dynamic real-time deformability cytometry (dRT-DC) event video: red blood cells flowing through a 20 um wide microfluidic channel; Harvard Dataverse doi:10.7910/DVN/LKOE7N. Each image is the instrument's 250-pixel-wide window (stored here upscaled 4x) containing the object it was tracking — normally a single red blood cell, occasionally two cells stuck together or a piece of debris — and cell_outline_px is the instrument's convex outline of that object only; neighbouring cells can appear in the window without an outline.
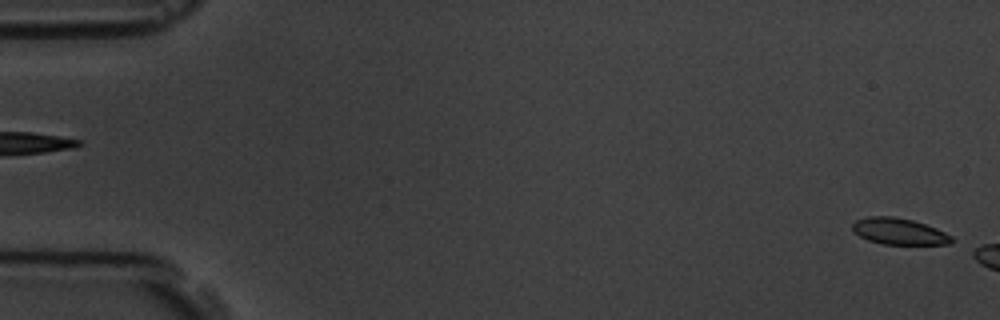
{"species": "common noctule bat (a hibernating species)", "species_latin": "Nyctalus noctula", "temperature_condition": "room temperature", "stored_images_in_passage": 4, "segment_of_instrument_passage": [2, 2], "camera_frame_rate_fps": 3000, "um_per_image_px": 0.085, "animal": {"sex": "male", "body_mass_g": 19.5, "forearm_length_mm": 54.6}, "frame": {"image": 1, "passage_image": 4, "time_ms": 4.333, "image_size_px": [1000, 320], "cell_outline_px": [[956, 240], [948, 244], [884, 244], [868, 240], [852, 232], [852, 224], [856, 220], [868, 216], [892, 216], [912, 220], [936, 228], [952, 236]], "centroid_in_image_um": [76.4, 19.66], "position_along_channel_um": 8.6, "area_um2": 15.26}}